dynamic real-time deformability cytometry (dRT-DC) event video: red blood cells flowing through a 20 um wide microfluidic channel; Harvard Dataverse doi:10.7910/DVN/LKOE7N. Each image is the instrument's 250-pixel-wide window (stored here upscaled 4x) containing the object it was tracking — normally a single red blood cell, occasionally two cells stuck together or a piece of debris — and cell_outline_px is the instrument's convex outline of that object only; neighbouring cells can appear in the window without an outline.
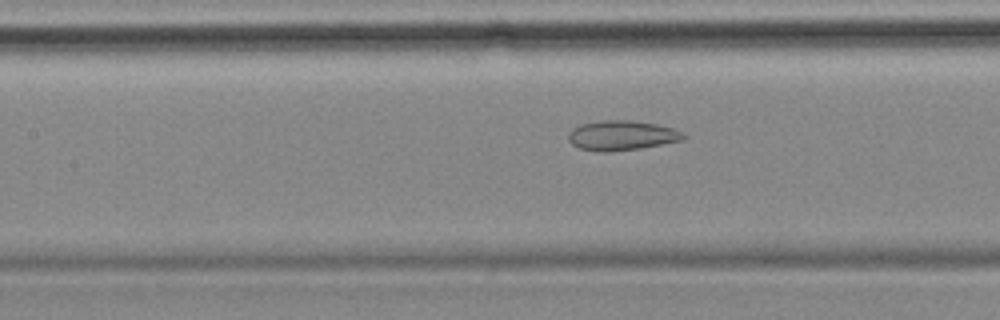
{"species": "common noctule bat (a hibernating species)", "species_latin": "Nyctalus noctula", "temperature_condition": "cold", "stored_images_in_passage": 49, "camera_frame_rate_fps": 3000, "um_per_image_px": 0.085, "animal": {"sex": "female", "body_mass_g": 18.4}, "frame": {"image": 1, "passage_image": 17, "time_ms": 5.333, "image_size_px": [1000, 320], "cell_outline_px": [[688, 136], [684, 140], [640, 148], [608, 152], [600, 152], [580, 148], [572, 144], [568, 140], [568, 132], [572, 128], [580, 124], [600, 120], [632, 120], [656, 124], [672, 128], [684, 132]], "centroid_in_image_um": [52.85, 11.51], "position_along_channel_um": 154.5, "area_um2": 20.17}}
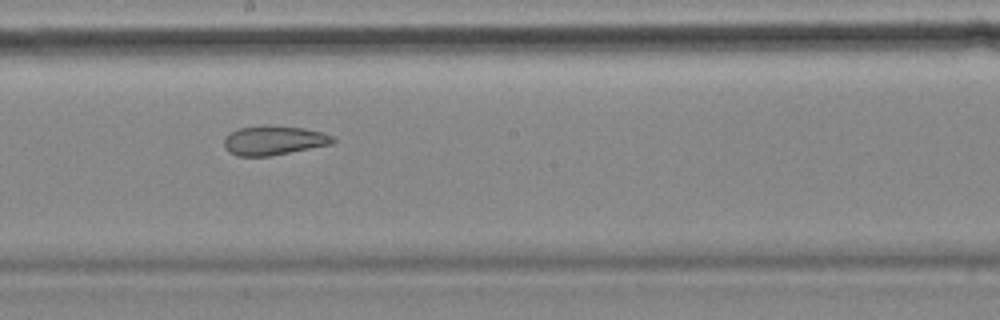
{"frame": {"image": 2, "passage_image": 23, "time_ms": 7.333, "image_size_px": [1000, 320], "cell_outline_px": [[336, 140], [332, 144], [268, 156], [236, 156], [228, 152], [224, 148], [224, 140], [232, 132], [240, 128], [260, 124], [304, 128], [324, 132], [332, 136]], "centroid_in_image_um": [23.27, 11.92], "position_along_channel_um": 224.9, "area_um2": 18.61}}
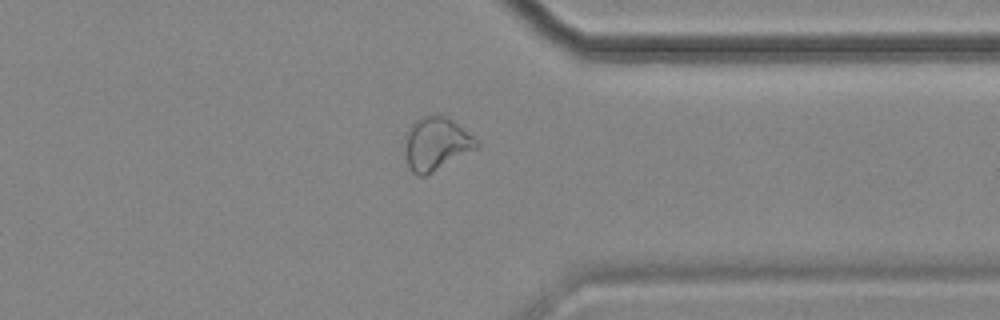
{"frame": {"image": 3, "passage_image": 36, "time_ms": 11.667, "image_size_px": [1000, 320], "cell_outline_px": [[480, 148], [424, 176], [420, 176], [412, 172], [408, 164], [404, 136], [412, 124], [420, 116], [432, 112], [444, 116], [452, 120], [472, 136], [480, 144]], "centroid_in_image_um": [37.08, 12.2], "position_along_channel_um": 374.3, "area_um2": 22.25}, "authors_computed_cell_mechanics": {"area_um2": 22.9466, "velocity_mm_per_s": 3.5487, "shape_relaxation_time_tau1_ms": null, "shape_relaxation_time_tau2_ms": 2.15, "deformation_change_tau1": null, "deformation_change_tau2": 0.0888}}